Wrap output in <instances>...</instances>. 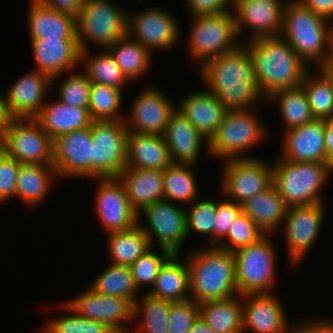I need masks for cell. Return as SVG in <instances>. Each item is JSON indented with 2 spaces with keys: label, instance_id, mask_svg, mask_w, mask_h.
I'll return each instance as SVG.
<instances>
[{
  "label": "cell",
  "instance_id": "8992f818",
  "mask_svg": "<svg viewBox=\"0 0 333 333\" xmlns=\"http://www.w3.org/2000/svg\"><path fill=\"white\" fill-rule=\"evenodd\" d=\"M333 168L321 162H291L281 158L273 162V185L287 207L325 203L323 188Z\"/></svg>",
  "mask_w": 333,
  "mask_h": 333
},
{
  "label": "cell",
  "instance_id": "836d02e7",
  "mask_svg": "<svg viewBox=\"0 0 333 333\" xmlns=\"http://www.w3.org/2000/svg\"><path fill=\"white\" fill-rule=\"evenodd\" d=\"M201 318L215 333H243V295L199 304Z\"/></svg>",
  "mask_w": 333,
  "mask_h": 333
},
{
  "label": "cell",
  "instance_id": "60d3db41",
  "mask_svg": "<svg viewBox=\"0 0 333 333\" xmlns=\"http://www.w3.org/2000/svg\"><path fill=\"white\" fill-rule=\"evenodd\" d=\"M193 167L195 165L172 163L163 170V193L165 200L175 203L178 201L183 204H192L200 197Z\"/></svg>",
  "mask_w": 333,
  "mask_h": 333
},
{
  "label": "cell",
  "instance_id": "c3c4849f",
  "mask_svg": "<svg viewBox=\"0 0 333 333\" xmlns=\"http://www.w3.org/2000/svg\"><path fill=\"white\" fill-rule=\"evenodd\" d=\"M55 96L64 104L79 108H89L90 87L92 82L83 72L72 73L61 83H58Z\"/></svg>",
  "mask_w": 333,
  "mask_h": 333
},
{
  "label": "cell",
  "instance_id": "83f0119b",
  "mask_svg": "<svg viewBox=\"0 0 333 333\" xmlns=\"http://www.w3.org/2000/svg\"><path fill=\"white\" fill-rule=\"evenodd\" d=\"M126 167L164 170L173 162L163 135L128 132Z\"/></svg>",
  "mask_w": 333,
  "mask_h": 333
},
{
  "label": "cell",
  "instance_id": "ab89813d",
  "mask_svg": "<svg viewBox=\"0 0 333 333\" xmlns=\"http://www.w3.org/2000/svg\"><path fill=\"white\" fill-rule=\"evenodd\" d=\"M109 264L98 273L89 287L98 294L127 299L133 305L139 297V291L135 286L130 267Z\"/></svg>",
  "mask_w": 333,
  "mask_h": 333
},
{
  "label": "cell",
  "instance_id": "cb8c5ba5",
  "mask_svg": "<svg viewBox=\"0 0 333 333\" xmlns=\"http://www.w3.org/2000/svg\"><path fill=\"white\" fill-rule=\"evenodd\" d=\"M325 124L326 120L314 119L284 131L279 158L291 162L326 163Z\"/></svg>",
  "mask_w": 333,
  "mask_h": 333
},
{
  "label": "cell",
  "instance_id": "5b68a950",
  "mask_svg": "<svg viewBox=\"0 0 333 333\" xmlns=\"http://www.w3.org/2000/svg\"><path fill=\"white\" fill-rule=\"evenodd\" d=\"M256 112L255 109L227 110L217 131L208 141V156L210 154L222 161L256 158L248 152L266 142L269 136L266 125Z\"/></svg>",
  "mask_w": 333,
  "mask_h": 333
},
{
  "label": "cell",
  "instance_id": "9c48e42d",
  "mask_svg": "<svg viewBox=\"0 0 333 333\" xmlns=\"http://www.w3.org/2000/svg\"><path fill=\"white\" fill-rule=\"evenodd\" d=\"M270 237L273 236L265 234L257 242L234 252L239 295L273 293L278 278V253Z\"/></svg>",
  "mask_w": 333,
  "mask_h": 333
},
{
  "label": "cell",
  "instance_id": "e7e4bbea",
  "mask_svg": "<svg viewBox=\"0 0 333 333\" xmlns=\"http://www.w3.org/2000/svg\"><path fill=\"white\" fill-rule=\"evenodd\" d=\"M7 153L5 150V147L3 145V143L0 141V165L2 163V161L7 157Z\"/></svg>",
  "mask_w": 333,
  "mask_h": 333
},
{
  "label": "cell",
  "instance_id": "b9f144b4",
  "mask_svg": "<svg viewBox=\"0 0 333 333\" xmlns=\"http://www.w3.org/2000/svg\"><path fill=\"white\" fill-rule=\"evenodd\" d=\"M315 119L333 118V92L329 79L317 68L305 74L301 84Z\"/></svg>",
  "mask_w": 333,
  "mask_h": 333
},
{
  "label": "cell",
  "instance_id": "d6986e66",
  "mask_svg": "<svg viewBox=\"0 0 333 333\" xmlns=\"http://www.w3.org/2000/svg\"><path fill=\"white\" fill-rule=\"evenodd\" d=\"M91 126L53 140V166L60 179H92Z\"/></svg>",
  "mask_w": 333,
  "mask_h": 333
},
{
  "label": "cell",
  "instance_id": "603a6c76",
  "mask_svg": "<svg viewBox=\"0 0 333 333\" xmlns=\"http://www.w3.org/2000/svg\"><path fill=\"white\" fill-rule=\"evenodd\" d=\"M52 86V78L36 69L23 74L5 93L12 117L33 119L44 107Z\"/></svg>",
  "mask_w": 333,
  "mask_h": 333
},
{
  "label": "cell",
  "instance_id": "94428289",
  "mask_svg": "<svg viewBox=\"0 0 333 333\" xmlns=\"http://www.w3.org/2000/svg\"><path fill=\"white\" fill-rule=\"evenodd\" d=\"M189 333H215V332L199 315L198 318L194 321Z\"/></svg>",
  "mask_w": 333,
  "mask_h": 333
},
{
  "label": "cell",
  "instance_id": "ac0fdd59",
  "mask_svg": "<svg viewBox=\"0 0 333 333\" xmlns=\"http://www.w3.org/2000/svg\"><path fill=\"white\" fill-rule=\"evenodd\" d=\"M95 212L108 233L129 230L138 224V213L132 208L123 184L118 178H97Z\"/></svg>",
  "mask_w": 333,
  "mask_h": 333
},
{
  "label": "cell",
  "instance_id": "f907efd6",
  "mask_svg": "<svg viewBox=\"0 0 333 333\" xmlns=\"http://www.w3.org/2000/svg\"><path fill=\"white\" fill-rule=\"evenodd\" d=\"M222 199H217V212L213 232V246H217L228 234V231L242 212V205L228 200L224 195Z\"/></svg>",
  "mask_w": 333,
  "mask_h": 333
},
{
  "label": "cell",
  "instance_id": "1f68e13d",
  "mask_svg": "<svg viewBox=\"0 0 333 333\" xmlns=\"http://www.w3.org/2000/svg\"><path fill=\"white\" fill-rule=\"evenodd\" d=\"M182 254H173L161 267L153 288L152 296L182 302L190 298V280L187 261Z\"/></svg>",
  "mask_w": 333,
  "mask_h": 333
},
{
  "label": "cell",
  "instance_id": "8fae6325",
  "mask_svg": "<svg viewBox=\"0 0 333 333\" xmlns=\"http://www.w3.org/2000/svg\"><path fill=\"white\" fill-rule=\"evenodd\" d=\"M92 179L117 178L126 167L128 129L124 121H93Z\"/></svg>",
  "mask_w": 333,
  "mask_h": 333
},
{
  "label": "cell",
  "instance_id": "5bb4252c",
  "mask_svg": "<svg viewBox=\"0 0 333 333\" xmlns=\"http://www.w3.org/2000/svg\"><path fill=\"white\" fill-rule=\"evenodd\" d=\"M179 22L172 13L154 5L141 12H128L127 34L151 53L178 45Z\"/></svg>",
  "mask_w": 333,
  "mask_h": 333
},
{
  "label": "cell",
  "instance_id": "db71d44e",
  "mask_svg": "<svg viewBox=\"0 0 333 333\" xmlns=\"http://www.w3.org/2000/svg\"><path fill=\"white\" fill-rule=\"evenodd\" d=\"M44 5L54 8L60 12H65L75 17L78 16L79 11L83 5V0H38Z\"/></svg>",
  "mask_w": 333,
  "mask_h": 333
},
{
  "label": "cell",
  "instance_id": "680465c9",
  "mask_svg": "<svg viewBox=\"0 0 333 333\" xmlns=\"http://www.w3.org/2000/svg\"><path fill=\"white\" fill-rule=\"evenodd\" d=\"M14 118L12 117L9 108L7 106L6 95H0V134L5 130V128L12 122Z\"/></svg>",
  "mask_w": 333,
  "mask_h": 333
},
{
  "label": "cell",
  "instance_id": "7a4b0ae2",
  "mask_svg": "<svg viewBox=\"0 0 333 333\" xmlns=\"http://www.w3.org/2000/svg\"><path fill=\"white\" fill-rule=\"evenodd\" d=\"M251 55L254 76L266 99L281 89L300 86L310 68L281 36L241 41Z\"/></svg>",
  "mask_w": 333,
  "mask_h": 333
},
{
  "label": "cell",
  "instance_id": "74e56055",
  "mask_svg": "<svg viewBox=\"0 0 333 333\" xmlns=\"http://www.w3.org/2000/svg\"><path fill=\"white\" fill-rule=\"evenodd\" d=\"M139 298L133 304V321L141 319V323L138 327L134 325L130 333H169L168 315L173 301L152 296L149 292Z\"/></svg>",
  "mask_w": 333,
  "mask_h": 333
},
{
  "label": "cell",
  "instance_id": "681fc988",
  "mask_svg": "<svg viewBox=\"0 0 333 333\" xmlns=\"http://www.w3.org/2000/svg\"><path fill=\"white\" fill-rule=\"evenodd\" d=\"M200 315V306L192 299L173 302L168 315L169 333H189Z\"/></svg>",
  "mask_w": 333,
  "mask_h": 333
},
{
  "label": "cell",
  "instance_id": "f6af8a7d",
  "mask_svg": "<svg viewBox=\"0 0 333 333\" xmlns=\"http://www.w3.org/2000/svg\"><path fill=\"white\" fill-rule=\"evenodd\" d=\"M190 206L189 210H185L187 237L191 232L206 235L209 241L207 246H213L217 200L197 198Z\"/></svg>",
  "mask_w": 333,
  "mask_h": 333
},
{
  "label": "cell",
  "instance_id": "11a10c76",
  "mask_svg": "<svg viewBox=\"0 0 333 333\" xmlns=\"http://www.w3.org/2000/svg\"><path fill=\"white\" fill-rule=\"evenodd\" d=\"M315 14L330 20L333 18V0H300Z\"/></svg>",
  "mask_w": 333,
  "mask_h": 333
},
{
  "label": "cell",
  "instance_id": "277c9868",
  "mask_svg": "<svg viewBox=\"0 0 333 333\" xmlns=\"http://www.w3.org/2000/svg\"><path fill=\"white\" fill-rule=\"evenodd\" d=\"M280 36L288 41L310 68L314 64L317 68L325 66L328 20L315 14L300 0L286 1Z\"/></svg>",
  "mask_w": 333,
  "mask_h": 333
},
{
  "label": "cell",
  "instance_id": "2e32d148",
  "mask_svg": "<svg viewBox=\"0 0 333 333\" xmlns=\"http://www.w3.org/2000/svg\"><path fill=\"white\" fill-rule=\"evenodd\" d=\"M63 302L81 317L99 321L115 333H130L132 330L133 305L127 299L98 294L88 286Z\"/></svg>",
  "mask_w": 333,
  "mask_h": 333
},
{
  "label": "cell",
  "instance_id": "7dc6e473",
  "mask_svg": "<svg viewBox=\"0 0 333 333\" xmlns=\"http://www.w3.org/2000/svg\"><path fill=\"white\" fill-rule=\"evenodd\" d=\"M265 234L243 211L233 221L227 236L217 245V247L235 252L257 242Z\"/></svg>",
  "mask_w": 333,
  "mask_h": 333
},
{
  "label": "cell",
  "instance_id": "d590c367",
  "mask_svg": "<svg viewBox=\"0 0 333 333\" xmlns=\"http://www.w3.org/2000/svg\"><path fill=\"white\" fill-rule=\"evenodd\" d=\"M130 82H136L150 70L152 53L128 34L107 49Z\"/></svg>",
  "mask_w": 333,
  "mask_h": 333
},
{
  "label": "cell",
  "instance_id": "ba28073f",
  "mask_svg": "<svg viewBox=\"0 0 333 333\" xmlns=\"http://www.w3.org/2000/svg\"><path fill=\"white\" fill-rule=\"evenodd\" d=\"M124 9L110 0H83L76 17L79 50H89L88 42L108 49L126 36L129 10Z\"/></svg>",
  "mask_w": 333,
  "mask_h": 333
},
{
  "label": "cell",
  "instance_id": "3957f363",
  "mask_svg": "<svg viewBox=\"0 0 333 333\" xmlns=\"http://www.w3.org/2000/svg\"><path fill=\"white\" fill-rule=\"evenodd\" d=\"M190 280V298L198 304L238 294L233 252L217 246L191 250L184 255Z\"/></svg>",
  "mask_w": 333,
  "mask_h": 333
},
{
  "label": "cell",
  "instance_id": "4316f807",
  "mask_svg": "<svg viewBox=\"0 0 333 333\" xmlns=\"http://www.w3.org/2000/svg\"><path fill=\"white\" fill-rule=\"evenodd\" d=\"M29 40L43 38H77L76 17L48 7L38 0H29Z\"/></svg>",
  "mask_w": 333,
  "mask_h": 333
},
{
  "label": "cell",
  "instance_id": "52a82bcc",
  "mask_svg": "<svg viewBox=\"0 0 333 333\" xmlns=\"http://www.w3.org/2000/svg\"><path fill=\"white\" fill-rule=\"evenodd\" d=\"M190 17L192 28L187 37V52L198 68L209 59L233 52L242 44L232 10Z\"/></svg>",
  "mask_w": 333,
  "mask_h": 333
},
{
  "label": "cell",
  "instance_id": "e575fe53",
  "mask_svg": "<svg viewBox=\"0 0 333 333\" xmlns=\"http://www.w3.org/2000/svg\"><path fill=\"white\" fill-rule=\"evenodd\" d=\"M106 242L109 263L128 267L152 247L139 224L129 230L108 233Z\"/></svg>",
  "mask_w": 333,
  "mask_h": 333
},
{
  "label": "cell",
  "instance_id": "f1b7e54d",
  "mask_svg": "<svg viewBox=\"0 0 333 333\" xmlns=\"http://www.w3.org/2000/svg\"><path fill=\"white\" fill-rule=\"evenodd\" d=\"M52 140L72 131L89 127L93 123L89 109L70 106L55 100L47 101L33 118Z\"/></svg>",
  "mask_w": 333,
  "mask_h": 333
},
{
  "label": "cell",
  "instance_id": "816d5d0a",
  "mask_svg": "<svg viewBox=\"0 0 333 333\" xmlns=\"http://www.w3.org/2000/svg\"><path fill=\"white\" fill-rule=\"evenodd\" d=\"M21 163L7 156L0 165V204L16 198L17 177Z\"/></svg>",
  "mask_w": 333,
  "mask_h": 333
},
{
  "label": "cell",
  "instance_id": "9f6ffc18",
  "mask_svg": "<svg viewBox=\"0 0 333 333\" xmlns=\"http://www.w3.org/2000/svg\"><path fill=\"white\" fill-rule=\"evenodd\" d=\"M325 138L326 163L333 168V118L326 120Z\"/></svg>",
  "mask_w": 333,
  "mask_h": 333
},
{
  "label": "cell",
  "instance_id": "f5cc1de1",
  "mask_svg": "<svg viewBox=\"0 0 333 333\" xmlns=\"http://www.w3.org/2000/svg\"><path fill=\"white\" fill-rule=\"evenodd\" d=\"M190 16L216 14L232 10L234 0H184Z\"/></svg>",
  "mask_w": 333,
  "mask_h": 333
},
{
  "label": "cell",
  "instance_id": "6125c7cd",
  "mask_svg": "<svg viewBox=\"0 0 333 333\" xmlns=\"http://www.w3.org/2000/svg\"><path fill=\"white\" fill-rule=\"evenodd\" d=\"M318 69L329 79L333 92V67L323 66Z\"/></svg>",
  "mask_w": 333,
  "mask_h": 333
},
{
  "label": "cell",
  "instance_id": "44dd1931",
  "mask_svg": "<svg viewBox=\"0 0 333 333\" xmlns=\"http://www.w3.org/2000/svg\"><path fill=\"white\" fill-rule=\"evenodd\" d=\"M273 293L243 295V333H292L297 325L287 322L284 306Z\"/></svg>",
  "mask_w": 333,
  "mask_h": 333
},
{
  "label": "cell",
  "instance_id": "f546056e",
  "mask_svg": "<svg viewBox=\"0 0 333 333\" xmlns=\"http://www.w3.org/2000/svg\"><path fill=\"white\" fill-rule=\"evenodd\" d=\"M117 178L123 184L129 202L137 213L164 199L163 170L125 167Z\"/></svg>",
  "mask_w": 333,
  "mask_h": 333
},
{
  "label": "cell",
  "instance_id": "7402d4cb",
  "mask_svg": "<svg viewBox=\"0 0 333 333\" xmlns=\"http://www.w3.org/2000/svg\"><path fill=\"white\" fill-rule=\"evenodd\" d=\"M31 52L35 60L33 69L52 78V84L80 66V50L77 38H43L30 40Z\"/></svg>",
  "mask_w": 333,
  "mask_h": 333
},
{
  "label": "cell",
  "instance_id": "ee69618b",
  "mask_svg": "<svg viewBox=\"0 0 333 333\" xmlns=\"http://www.w3.org/2000/svg\"><path fill=\"white\" fill-rule=\"evenodd\" d=\"M61 309L67 311V314L50 319L46 324L44 323L41 333H115L99 321L81 317L65 302Z\"/></svg>",
  "mask_w": 333,
  "mask_h": 333
},
{
  "label": "cell",
  "instance_id": "4dcf8cb0",
  "mask_svg": "<svg viewBox=\"0 0 333 333\" xmlns=\"http://www.w3.org/2000/svg\"><path fill=\"white\" fill-rule=\"evenodd\" d=\"M287 205L273 183L242 204V211L253 220L264 234L274 235L283 224Z\"/></svg>",
  "mask_w": 333,
  "mask_h": 333
},
{
  "label": "cell",
  "instance_id": "8d00e7d4",
  "mask_svg": "<svg viewBox=\"0 0 333 333\" xmlns=\"http://www.w3.org/2000/svg\"><path fill=\"white\" fill-rule=\"evenodd\" d=\"M266 101L278 104L280 118L285 124L284 131L301 127L315 119L302 85L278 90L266 98Z\"/></svg>",
  "mask_w": 333,
  "mask_h": 333
},
{
  "label": "cell",
  "instance_id": "6da1fadb",
  "mask_svg": "<svg viewBox=\"0 0 333 333\" xmlns=\"http://www.w3.org/2000/svg\"><path fill=\"white\" fill-rule=\"evenodd\" d=\"M197 69L205 88L227 110L256 109L265 101L256 83L251 55L243 44L233 52L209 59Z\"/></svg>",
  "mask_w": 333,
  "mask_h": 333
},
{
  "label": "cell",
  "instance_id": "e0dca14e",
  "mask_svg": "<svg viewBox=\"0 0 333 333\" xmlns=\"http://www.w3.org/2000/svg\"><path fill=\"white\" fill-rule=\"evenodd\" d=\"M131 105L129 117L124 118L128 132L157 135H164L170 117L177 109L169 96L151 85L141 89Z\"/></svg>",
  "mask_w": 333,
  "mask_h": 333
},
{
  "label": "cell",
  "instance_id": "7bdbcfd3",
  "mask_svg": "<svg viewBox=\"0 0 333 333\" xmlns=\"http://www.w3.org/2000/svg\"><path fill=\"white\" fill-rule=\"evenodd\" d=\"M123 91L112 86L92 83L90 87L89 112L94 121H124L120 113ZM122 114V115H121Z\"/></svg>",
  "mask_w": 333,
  "mask_h": 333
},
{
  "label": "cell",
  "instance_id": "9a60e30c",
  "mask_svg": "<svg viewBox=\"0 0 333 333\" xmlns=\"http://www.w3.org/2000/svg\"><path fill=\"white\" fill-rule=\"evenodd\" d=\"M325 203L288 207L283 220L284 240L290 266H298L315 244L325 217Z\"/></svg>",
  "mask_w": 333,
  "mask_h": 333
},
{
  "label": "cell",
  "instance_id": "4fadbf2b",
  "mask_svg": "<svg viewBox=\"0 0 333 333\" xmlns=\"http://www.w3.org/2000/svg\"><path fill=\"white\" fill-rule=\"evenodd\" d=\"M0 141L7 155L21 164H53V140L34 119L14 118Z\"/></svg>",
  "mask_w": 333,
  "mask_h": 333
},
{
  "label": "cell",
  "instance_id": "7c38bea8",
  "mask_svg": "<svg viewBox=\"0 0 333 333\" xmlns=\"http://www.w3.org/2000/svg\"><path fill=\"white\" fill-rule=\"evenodd\" d=\"M185 208L172 201L162 199L150 204L138 213V224L148 236L151 246L154 247L156 242L157 248L167 249L173 254L183 252L182 245L188 238ZM140 214L145 217L149 227L141 224L142 216Z\"/></svg>",
  "mask_w": 333,
  "mask_h": 333
},
{
  "label": "cell",
  "instance_id": "30bf717a",
  "mask_svg": "<svg viewBox=\"0 0 333 333\" xmlns=\"http://www.w3.org/2000/svg\"><path fill=\"white\" fill-rule=\"evenodd\" d=\"M221 166V195L240 205L273 183V163L264 158L224 160Z\"/></svg>",
  "mask_w": 333,
  "mask_h": 333
},
{
  "label": "cell",
  "instance_id": "91938a15",
  "mask_svg": "<svg viewBox=\"0 0 333 333\" xmlns=\"http://www.w3.org/2000/svg\"><path fill=\"white\" fill-rule=\"evenodd\" d=\"M325 66L333 67V18L328 20V51Z\"/></svg>",
  "mask_w": 333,
  "mask_h": 333
},
{
  "label": "cell",
  "instance_id": "bcb514c9",
  "mask_svg": "<svg viewBox=\"0 0 333 333\" xmlns=\"http://www.w3.org/2000/svg\"><path fill=\"white\" fill-rule=\"evenodd\" d=\"M158 249L160 250V254L154 251L152 246L130 266L131 274L138 291H140L144 285V287L147 285L151 287H148L149 290L145 292H149L153 288L161 267L173 255V253L167 249Z\"/></svg>",
  "mask_w": 333,
  "mask_h": 333
},
{
  "label": "cell",
  "instance_id": "ffe728a7",
  "mask_svg": "<svg viewBox=\"0 0 333 333\" xmlns=\"http://www.w3.org/2000/svg\"><path fill=\"white\" fill-rule=\"evenodd\" d=\"M285 5L284 0H234L232 12L238 37L244 33L243 27L251 33L246 41L280 36Z\"/></svg>",
  "mask_w": 333,
  "mask_h": 333
},
{
  "label": "cell",
  "instance_id": "be15d7a7",
  "mask_svg": "<svg viewBox=\"0 0 333 333\" xmlns=\"http://www.w3.org/2000/svg\"><path fill=\"white\" fill-rule=\"evenodd\" d=\"M322 333H333L332 319H322Z\"/></svg>",
  "mask_w": 333,
  "mask_h": 333
},
{
  "label": "cell",
  "instance_id": "f35d334b",
  "mask_svg": "<svg viewBox=\"0 0 333 333\" xmlns=\"http://www.w3.org/2000/svg\"><path fill=\"white\" fill-rule=\"evenodd\" d=\"M90 50V51H89ZM80 51V62L83 72L89 77L92 83H99L112 86L123 91L129 84V80L118 67L113 56L107 49L99 53L91 54V49ZM93 55V56H92Z\"/></svg>",
  "mask_w": 333,
  "mask_h": 333
},
{
  "label": "cell",
  "instance_id": "d4e9b609",
  "mask_svg": "<svg viewBox=\"0 0 333 333\" xmlns=\"http://www.w3.org/2000/svg\"><path fill=\"white\" fill-rule=\"evenodd\" d=\"M163 136L175 164L196 165L203 145L208 149V140L177 109L171 115Z\"/></svg>",
  "mask_w": 333,
  "mask_h": 333
},
{
  "label": "cell",
  "instance_id": "d6a6232c",
  "mask_svg": "<svg viewBox=\"0 0 333 333\" xmlns=\"http://www.w3.org/2000/svg\"><path fill=\"white\" fill-rule=\"evenodd\" d=\"M53 179H59L53 164H21L17 177V199L30 208L44 203Z\"/></svg>",
  "mask_w": 333,
  "mask_h": 333
},
{
  "label": "cell",
  "instance_id": "484cf974",
  "mask_svg": "<svg viewBox=\"0 0 333 333\" xmlns=\"http://www.w3.org/2000/svg\"><path fill=\"white\" fill-rule=\"evenodd\" d=\"M177 110L208 141L217 131V127L221 124L227 111L215 94L206 88L184 96L178 103Z\"/></svg>",
  "mask_w": 333,
  "mask_h": 333
},
{
  "label": "cell",
  "instance_id": "6f0895ef",
  "mask_svg": "<svg viewBox=\"0 0 333 333\" xmlns=\"http://www.w3.org/2000/svg\"><path fill=\"white\" fill-rule=\"evenodd\" d=\"M292 333H322V319H306Z\"/></svg>",
  "mask_w": 333,
  "mask_h": 333
}]
</instances>
